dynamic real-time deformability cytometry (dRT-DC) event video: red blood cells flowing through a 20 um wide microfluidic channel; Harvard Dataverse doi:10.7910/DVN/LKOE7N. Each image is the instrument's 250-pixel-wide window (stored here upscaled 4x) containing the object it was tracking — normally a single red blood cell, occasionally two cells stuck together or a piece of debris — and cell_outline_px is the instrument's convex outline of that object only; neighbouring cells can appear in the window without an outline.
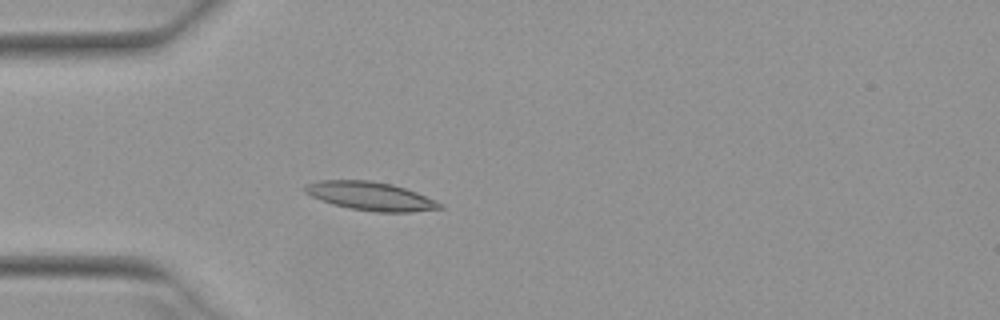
{"species": "Egyptian fruit bat (a non-hibernating species)", "species_latin": "Rousettus aegyptiacus", "temperature_condition": "warm", "stored_images_in_passage": 26, "camera_frame_rate_fps": 3000, "um_per_image_px": 0.085, "animal": {"sex": "female"}, "frame": {"image": 1, "passage_image": 1, "time_ms": 0.0, "image_size_px": [1000, 320], "cell_outline_px": [[444, 208], [412, 212], [376, 212], [348, 208], [332, 204], [320, 200], [304, 192], [304, 188], [308, 184], [320, 180], [368, 180], [392, 184], [416, 192], [436, 200], [444, 204]], "centroid_in_image_um": [31.52, 16.68], "position_along_channel_um": 53.5, "area_um2": 22.43}}
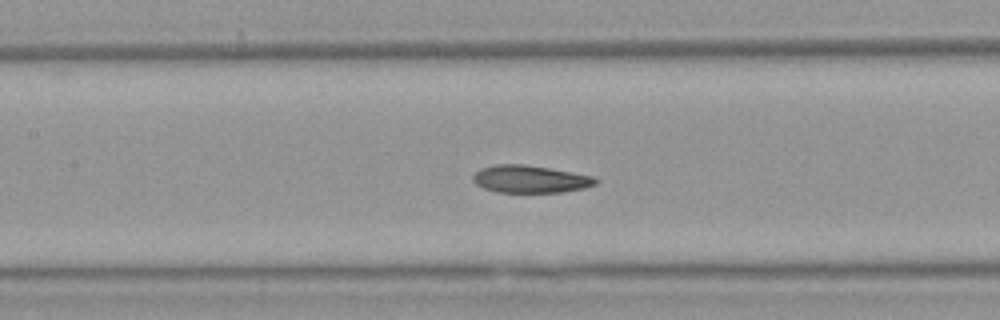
{"frame": {"image": 2, "passage_image": 10, "time_ms": 3.0, "image_size_px": [1000, 320], "cell_outline_px": [[600, 180], [596, 184], [584, 188], [564, 192], [496, 192], [484, 188], [476, 184], [472, 180], [472, 176], [480, 168], [496, 164], [524, 164], [572, 172], [592, 176]], "centroid_in_image_um": [45.06, 15.22], "position_along_channel_um": 162.3, "area_um2": 19.65}}
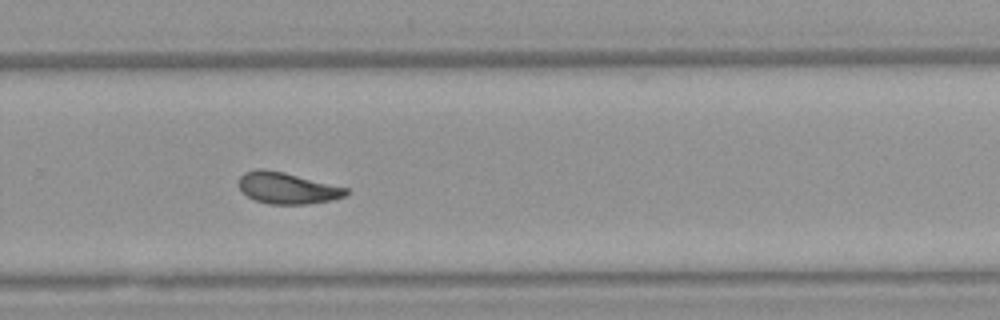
{"frame": {"image": 3, "passage_image": 21, "time_ms": 6.667, "image_size_px": [1000, 320], "cell_outline_px": [[352, 192], [348, 196], [332, 200], [308, 204], [268, 204], [256, 200], [240, 192], [240, 176], [244, 172], [256, 168], [260, 168], [284, 172], [348, 188]], "centroid_in_image_um": [24.45, 15.99], "position_along_channel_um": 305.3, "area_um2": 19.83}}